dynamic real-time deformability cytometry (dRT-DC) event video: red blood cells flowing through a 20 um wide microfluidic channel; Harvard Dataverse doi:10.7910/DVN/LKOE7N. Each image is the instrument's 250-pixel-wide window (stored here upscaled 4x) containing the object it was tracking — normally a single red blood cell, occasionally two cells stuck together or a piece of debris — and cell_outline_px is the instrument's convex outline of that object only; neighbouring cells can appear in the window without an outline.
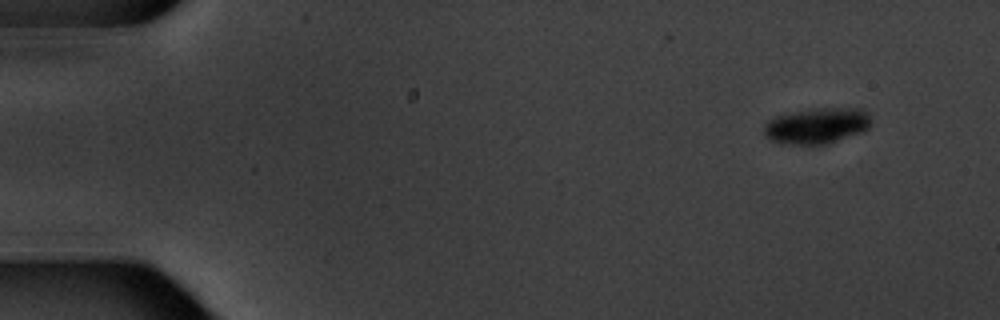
{"species": "common noctule bat (a hibernating species)", "species_latin": "Nyctalus noctula", "temperature_condition": "warm", "stored_images_in_passage": 5, "camera_frame_rate_fps": 3000, "um_per_image_px": 0.085, "animal": {"sex": "male", "body_mass_g": 20.1, "forearm_length_mm": 53.5}, "frame": {"image": 1, "passage_image": 1, "time_ms": 0.0, "image_size_px": [1000, 320], "cell_outline_px": [[872, 120], [868, 128], [864, 132], [828, 144], [780, 144], [764, 136], [764, 124], [768, 120], [784, 112], [816, 108], [864, 108], [868, 112]], "centroid_in_image_um": [69.44, 10.68], "position_along_channel_um": 15.6, "area_um2": 23.0}}
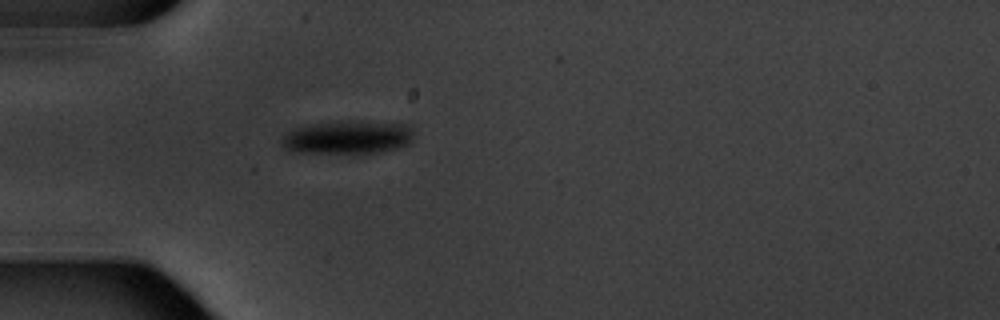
{"frame": {"image": 2, "passage_image": 4, "time_ms": 4.333, "image_size_px": [1000, 320], "cell_outline_px": [[412, 140], [408, 144], [400, 148], [384, 152], [352, 156], [288, 152], [280, 144], [280, 140], [288, 132], [296, 128], [308, 124], [352, 120], [360, 120], [408, 124], [412, 132]], "centroid_in_image_um": [29.53, 11.72], "position_along_channel_um": 55.5, "area_um2": 27.22}}